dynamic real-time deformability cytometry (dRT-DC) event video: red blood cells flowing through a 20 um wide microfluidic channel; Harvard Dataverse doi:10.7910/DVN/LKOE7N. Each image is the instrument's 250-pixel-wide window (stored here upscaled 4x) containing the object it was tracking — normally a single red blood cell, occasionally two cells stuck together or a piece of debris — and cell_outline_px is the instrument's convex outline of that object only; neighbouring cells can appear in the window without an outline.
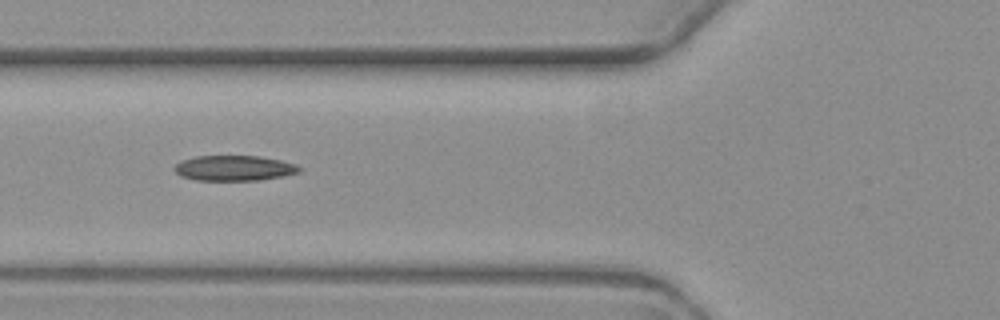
{"species": "common noctule bat (a hibernating species)", "species_latin": "Nyctalus noctula", "temperature_condition": "warm", "stored_images_in_passage": 10, "camera_frame_rate_fps": 3000, "um_per_image_px": 0.085, "animal": {"sex": "female", "body_mass_g": 19.3, "forearm_length_mm": 54.1}, "frame": {"image": 1, "passage_image": 5, "time_ms": 5.667, "image_size_px": [1000, 320], "cell_outline_px": [[304, 168], [300, 172], [284, 176], [260, 180], [196, 180], [180, 176], [172, 168], [176, 164], [184, 160], [196, 156], [256, 156], [280, 160], [296, 164]], "centroid_in_image_um": [19.93, 14.29], "position_along_channel_um": 105.9, "area_um2": 18.44}}
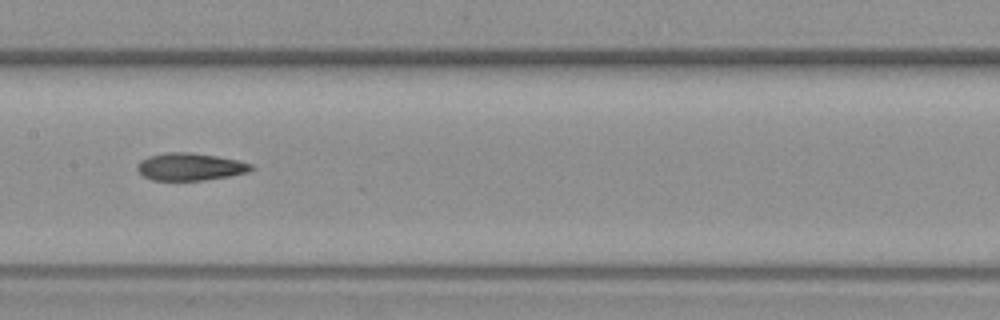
{"frame": {"image": 2, "passage_image": 7, "time_ms": 8.0, "image_size_px": [1000, 320], "cell_outline_px": [[256, 168], [248, 172], [228, 176], [204, 180], [152, 180], [144, 176], [136, 168], [136, 164], [140, 160], [148, 156], [164, 152], [188, 152], [216, 156], [236, 160], [252, 164]], "centroid_in_image_um": [16.14, 14.17], "position_along_channel_um": 191.3, "area_um2": 18.21}}
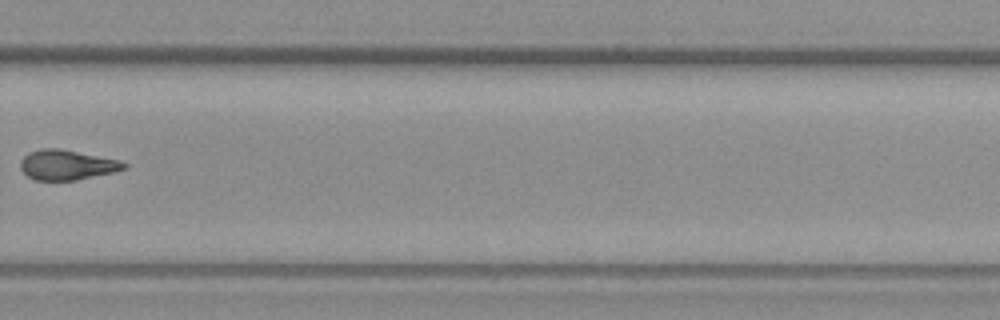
{"frame": {"image": 3, "passage_image": 10, "time_ms": 11.667, "image_size_px": [1000, 320], "cell_outline_px": [[128, 168], [116, 172], [76, 180], [32, 180], [20, 168], [20, 160], [28, 152], [40, 148], [56, 148], [120, 160], [128, 164]], "centroid_in_image_um": [5.7, 14.02], "position_along_channel_um": 324.1, "area_um2": 18.21}}